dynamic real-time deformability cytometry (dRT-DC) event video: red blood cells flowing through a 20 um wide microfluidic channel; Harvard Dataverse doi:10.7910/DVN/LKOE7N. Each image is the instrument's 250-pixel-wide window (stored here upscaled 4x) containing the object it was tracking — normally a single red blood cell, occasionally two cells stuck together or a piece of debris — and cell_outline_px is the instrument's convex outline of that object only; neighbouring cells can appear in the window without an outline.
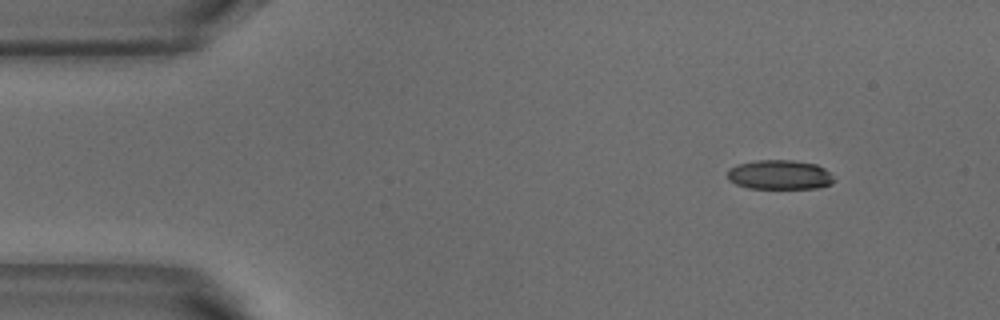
{"species": "common noctule bat (a hibernating species)", "species_latin": "Nyctalus noctula", "temperature_condition": "warm", "stored_images_in_passage": 4, "segment_of_instrument_passage": [1, 2], "camera_frame_rate_fps": 3000, "um_per_image_px": 0.085, "animal": {"sex": "male", "body_mass_g": 18.8}, "frame": {"image": 1, "passage_image": 1, "time_ms": 0.0, "image_size_px": [1000, 320], "cell_outline_px": [[836, 180], [832, 184], [816, 188], [748, 188], [736, 184], [728, 180], [728, 168], [736, 164], [756, 160], [792, 160], [816, 164], [824, 168]], "centroid_in_image_um": [66.25, 14.85], "position_along_channel_um": 18.7, "area_um2": 18.38}}